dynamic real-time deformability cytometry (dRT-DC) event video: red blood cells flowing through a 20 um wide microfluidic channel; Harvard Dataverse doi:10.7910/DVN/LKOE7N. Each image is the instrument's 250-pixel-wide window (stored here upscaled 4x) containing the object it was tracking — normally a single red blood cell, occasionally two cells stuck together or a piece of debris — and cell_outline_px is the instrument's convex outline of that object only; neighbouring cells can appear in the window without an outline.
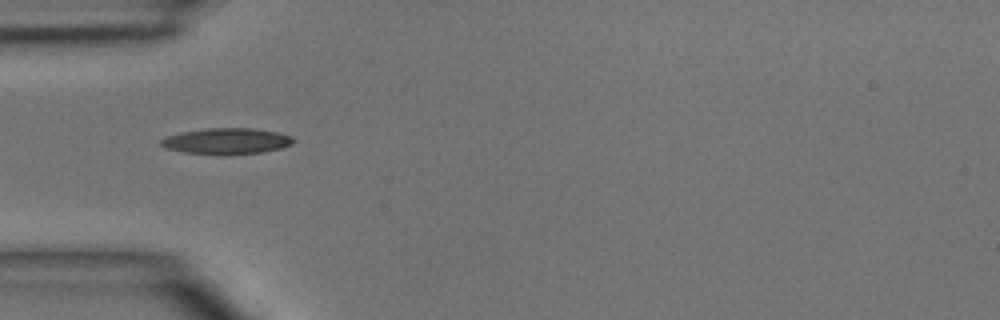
{"species": "common noctule bat (a hibernating species)", "species_latin": "Nyctalus noctula", "temperature_condition": "room temperature", "stored_images_in_passage": 1, "camera_frame_rate_fps": 3000, "um_per_image_px": 0.085, "animal": {"sex": "male", "body_mass_g": 15.6}, "frame": {"image": 1, "passage_image": 1, "time_ms": 0.0, "image_size_px": [1000, 320], "cell_outline_px": [[296, 140], [292, 144], [280, 148], [260, 152], [228, 156], [220, 156], [184, 152], [164, 148], [160, 144], [160, 140], [168, 136], [180, 132], [208, 128], [252, 128], [276, 132], [292, 136]], "centroid_in_image_um": [19.25, 12.01], "position_along_channel_um": 65.8, "area_um2": 20.4}}